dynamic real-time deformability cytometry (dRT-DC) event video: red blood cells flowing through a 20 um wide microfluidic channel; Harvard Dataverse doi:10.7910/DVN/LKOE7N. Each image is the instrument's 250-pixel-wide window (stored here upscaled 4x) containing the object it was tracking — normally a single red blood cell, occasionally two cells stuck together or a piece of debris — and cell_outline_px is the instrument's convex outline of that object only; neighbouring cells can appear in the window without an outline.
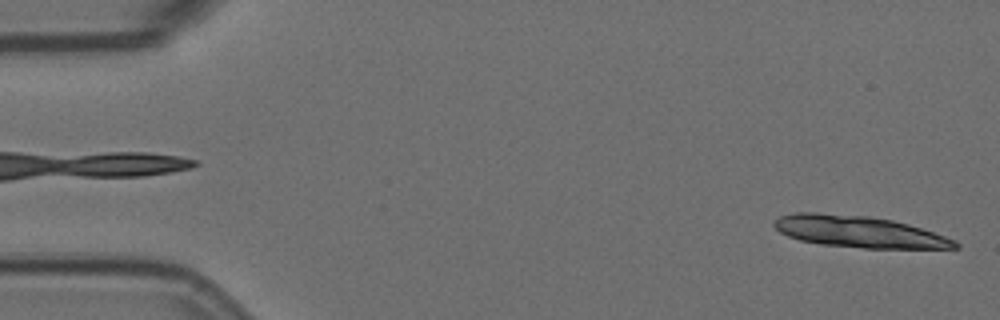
{"species": "Egyptian fruit bat (a non-hibernating species)", "species_latin": "Rousettus aegyptiacus", "temperature_condition": "room temperature", "stored_images_in_passage": 4, "camera_frame_rate_fps": 3000, "um_per_image_px": 0.085, "animal": {"sex": "female"}, "frame": {"image": 1, "passage_image": 4, "time_ms": 1.0, "image_size_px": [1000, 320], "cell_outline_px": [[960, 248], [864, 248], [824, 244], [800, 240], [788, 236], [780, 232], [772, 224], [772, 220], [780, 216], [792, 212], [816, 212], [868, 216], [892, 220], [908, 224], [956, 240], [960, 244]], "centroid_in_image_um": [72.97, 19.68], "position_along_channel_um": 12.0, "area_um2": 33.18}}